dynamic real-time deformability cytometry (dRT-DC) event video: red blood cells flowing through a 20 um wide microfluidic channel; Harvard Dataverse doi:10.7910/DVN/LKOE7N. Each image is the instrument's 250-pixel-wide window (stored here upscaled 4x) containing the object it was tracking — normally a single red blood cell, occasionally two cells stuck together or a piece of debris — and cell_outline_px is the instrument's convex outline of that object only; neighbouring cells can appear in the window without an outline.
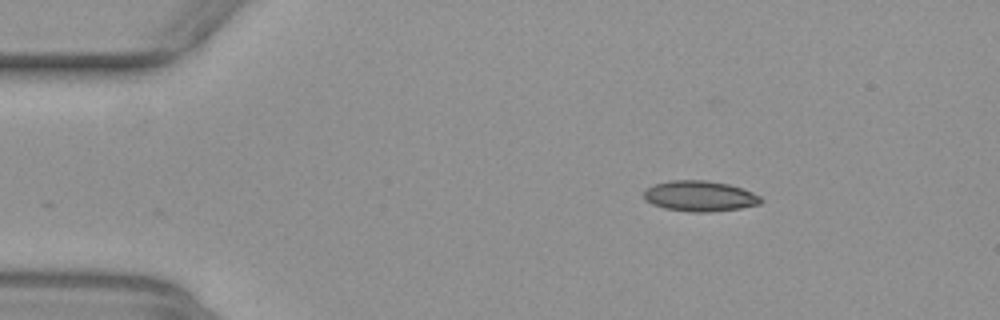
{"species": "common noctule bat (a hibernating species)", "species_latin": "Nyctalus noctula", "temperature_condition": "warm", "stored_images_in_passage": 36, "camera_frame_rate_fps": 3000, "um_per_image_px": 0.085, "animal": {"sex": "female", "body_mass_g": 29.2, "forearm_length_mm": 56.3}, "frame": {"image": 1, "passage_image": 1, "time_ms": 0.0, "image_size_px": [1000, 320], "cell_outline_px": [[764, 200], [760, 204], [740, 208], [712, 212], [692, 212], [664, 208], [652, 204], [644, 200], [644, 188], [652, 184], [668, 180], [704, 180], [728, 184], [752, 192], [760, 196]], "centroid_in_image_um": [59.44, 16.66], "position_along_channel_um": 25.6, "area_um2": 21.04}}
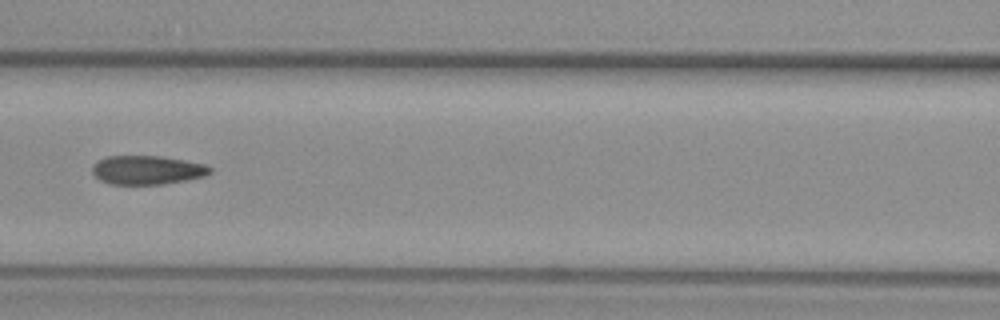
{"frame": {"image": 2, "passage_image": 16, "time_ms": 5.0, "image_size_px": [1000, 320], "cell_outline_px": [[212, 172], [204, 176], [188, 180], [164, 184], [108, 184], [100, 180], [92, 172], [92, 164], [96, 160], [108, 156], [160, 156], [184, 160], [204, 164], [212, 168]], "centroid_in_image_um": [12.49, 14.45], "position_along_channel_um": 154.1, "area_um2": 19.94}}
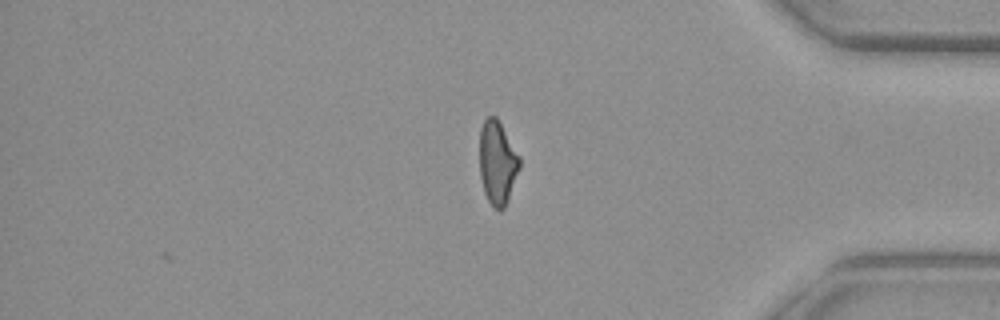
{"frame": {"image": 3, "passage_image": 36, "time_ms": 11.667, "image_size_px": [1000, 320], "cell_outline_px": [[520, 168], [508, 200], [504, 208], [500, 212], [488, 200], [484, 192], [480, 176], [480, 128], [484, 120], [488, 116], [496, 116], [520, 156]], "centroid_in_image_um": [42.28, 13.82], "position_along_channel_um": 392.9, "area_um2": 19.48}, "authors_computed_cell_mechanics": {"area_um2": 20.4612, "velocity_mm_per_s": 3.9981, "shape_relaxation_time_tau1_ms": null, "shape_relaxation_time_tau2_ms": 1.9702, "deformation_change_tau1": null, "deformation_change_tau2": 0.0939}}